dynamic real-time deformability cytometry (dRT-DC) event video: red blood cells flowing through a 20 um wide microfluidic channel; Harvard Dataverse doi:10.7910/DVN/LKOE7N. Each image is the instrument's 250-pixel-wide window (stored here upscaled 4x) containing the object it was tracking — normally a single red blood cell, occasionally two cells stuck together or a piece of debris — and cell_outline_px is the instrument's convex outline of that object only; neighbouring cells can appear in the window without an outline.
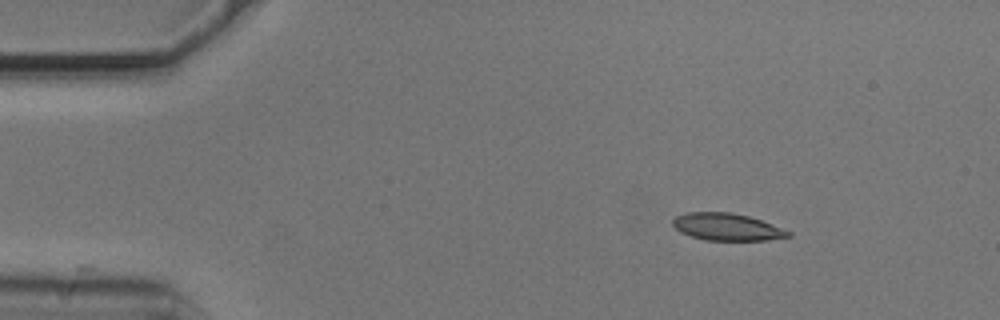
{"species": "common noctule bat (a hibernating species)", "species_latin": "Nyctalus noctula", "temperature_condition": "cold", "stored_images_in_passage": 47, "camera_frame_rate_fps": 3000, "um_per_image_px": 0.085, "animal": {"sex": "male", "body_mass_g": 20.5, "forearm_length_mm": 52.5}, "frame": {"image": 1, "passage_image": 1, "time_ms": 0.0, "image_size_px": [1000, 320], "cell_outline_px": [[792, 236], [768, 240], [704, 240], [680, 232], [672, 224], [672, 220], [676, 216], [688, 212], [732, 212], [748, 216], [772, 224], [792, 232]], "centroid_in_image_um": [61.8, 19.29], "position_along_channel_um": 23.2, "area_um2": 18.26}}
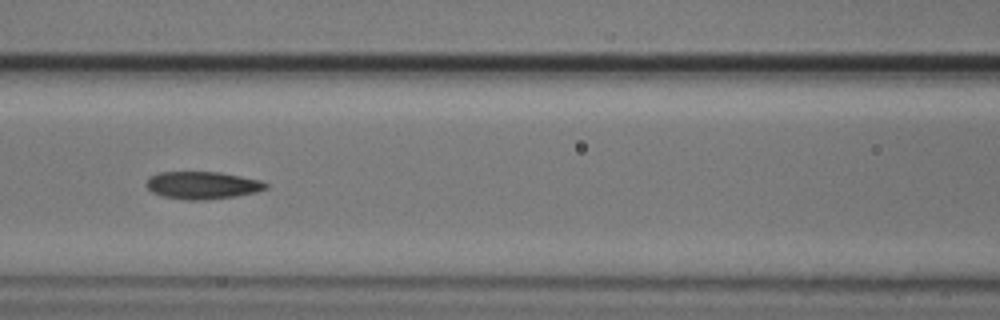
{"frame": {"image": 2, "passage_image": 17, "time_ms": 5.333, "image_size_px": [1000, 320], "cell_outline_px": [[268, 188], [256, 192], [236, 196], [204, 200], [188, 200], [164, 196], [152, 192], [144, 184], [148, 176], [160, 172], [220, 172], [260, 180], [268, 184]], "centroid_in_image_um": [17.19, 15.74], "position_along_channel_um": 149.4, "area_um2": 19.19}}
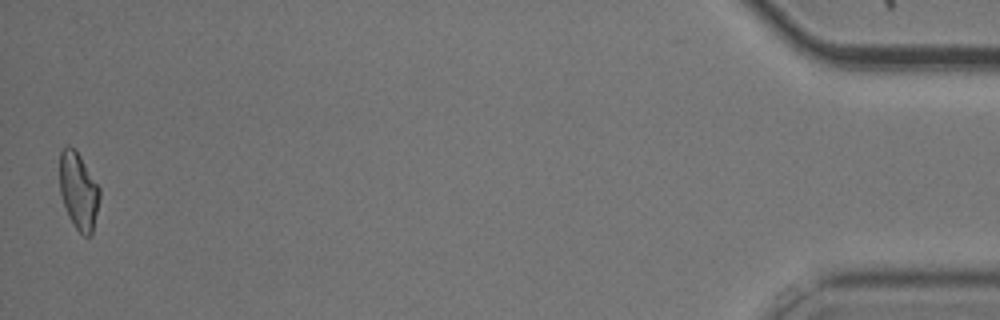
{"frame": {"image": 3, "passage_image": 47, "time_ms": 15.333, "image_size_px": [1000, 320], "cell_outline_px": [[100, 196], [92, 236], [84, 236], [76, 228], [68, 216], [60, 192], [60, 152], [64, 144], [68, 144], [76, 148], [100, 188]], "centroid_in_image_um": [6.68, 16.18], "position_along_channel_um": 428.5, "area_um2": 18.15}, "authors_computed_cell_mechanics": {"area_um2": 18.9006, "velocity_mm_per_s": 3.7215, "shape_relaxation_time_tau1_ms": null, "shape_relaxation_time_tau2_ms": 3.9048, "deformation_change_tau1": null, "deformation_change_tau2": 0.115}}